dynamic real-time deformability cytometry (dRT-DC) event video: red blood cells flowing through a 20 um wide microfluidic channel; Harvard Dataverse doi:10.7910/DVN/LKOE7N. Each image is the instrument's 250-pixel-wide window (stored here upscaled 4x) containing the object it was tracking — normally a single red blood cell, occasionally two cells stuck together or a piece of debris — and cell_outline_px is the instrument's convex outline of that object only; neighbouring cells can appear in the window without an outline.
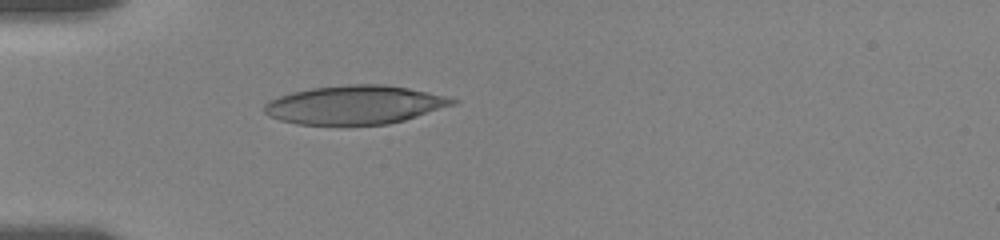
{"species": "human", "species_latin": "Homo sapiens", "temperature_condition": "room temperature", "stored_images_in_passage": 3, "camera_frame_rate_fps": 3000, "um_per_image_px": 0.085, "donor": {"sex": "female"}, "frame": {"image": 1, "passage_image": 1, "time_ms": 0.0, "image_size_px": [1000, 240], "cell_outline_px": [[460, 100], [456, 104], [404, 120], [388, 124], [296, 124], [280, 120], [268, 116], [264, 112], [264, 104], [268, 100], [292, 92], [312, 88], [348, 84], [384, 84], [408, 88], [448, 96]], "centroid_in_image_um": [30.17, 8.9], "position_along_channel_um": 54.8, "area_um2": 42.37}}
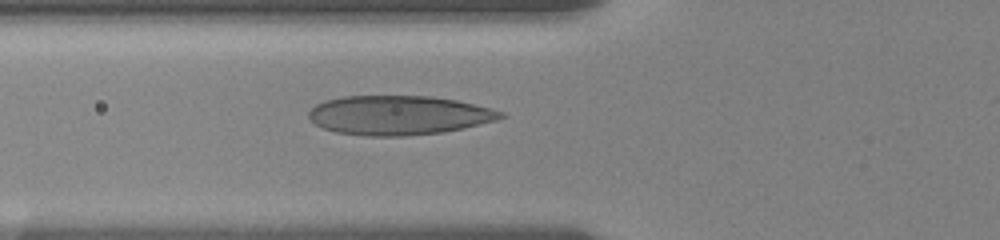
{"frame": {"image": 2, "passage_image": 3, "time_ms": 1.333, "image_size_px": [1000, 240], "cell_outline_px": [[508, 116], [496, 120], [444, 132], [404, 136], [368, 136], [336, 132], [324, 128], [316, 124], [308, 116], [308, 112], [316, 104], [324, 100], [340, 96], [432, 96], [456, 100], [504, 112]], "centroid_in_image_um": [33.87, 9.79], "position_along_channel_um": 91.9, "area_um2": 43.81}}